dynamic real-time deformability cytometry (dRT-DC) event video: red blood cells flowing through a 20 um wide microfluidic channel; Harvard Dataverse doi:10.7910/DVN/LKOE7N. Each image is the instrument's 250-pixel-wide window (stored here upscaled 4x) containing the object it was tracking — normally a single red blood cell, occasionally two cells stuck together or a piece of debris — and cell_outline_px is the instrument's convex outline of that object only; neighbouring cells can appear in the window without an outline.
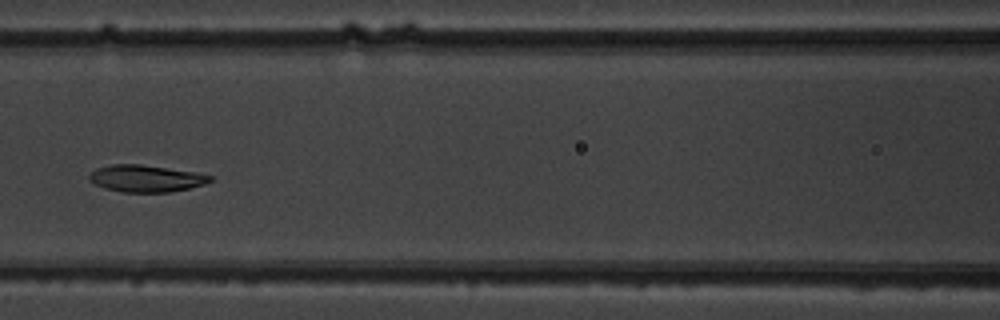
{"species": "common noctule bat (a hibernating species)", "species_latin": "Nyctalus noctula", "temperature_condition": "warm", "stored_images_in_passage": 7, "camera_frame_rate_fps": 3000, "um_per_image_px": 0.085, "animal": {"sex": "male", "body_mass_g": 19.5, "forearm_length_mm": 54.6}, "frame": {"image": 1, "passage_image": 7, "time_ms": 6.667, "image_size_px": [1000, 320], "cell_outline_px": [[216, 176], [212, 180], [204, 184], [188, 188], [168, 192], [124, 192], [104, 188], [88, 180], [88, 176], [96, 168], [112, 164], [140, 164], [196, 172]], "centroid_in_image_um": [12.42, 15.16], "position_along_channel_um": 154.2, "area_um2": 18.96}}